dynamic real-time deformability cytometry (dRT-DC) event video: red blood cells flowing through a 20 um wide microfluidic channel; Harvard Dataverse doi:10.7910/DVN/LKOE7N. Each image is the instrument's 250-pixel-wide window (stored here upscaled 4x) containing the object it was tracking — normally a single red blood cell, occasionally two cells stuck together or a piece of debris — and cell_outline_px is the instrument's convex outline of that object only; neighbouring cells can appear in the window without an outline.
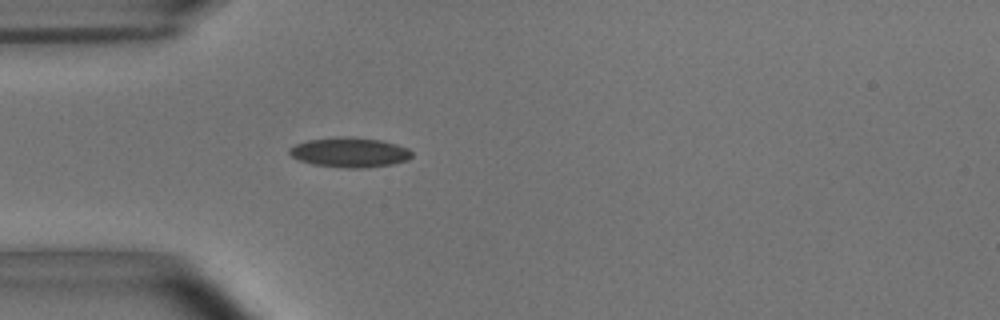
{"species": "common noctule bat (a hibernating species)", "species_latin": "Nyctalus noctula", "temperature_condition": "room temperature", "stored_images_in_passage": 4, "camera_frame_rate_fps": 3000, "um_per_image_px": 0.085, "animal": {"sex": "male", "body_mass_g": 15.6}, "frame": {"image": 1, "passage_image": 1, "time_ms": 0.0, "image_size_px": [1000, 320], "cell_outline_px": [[412, 156], [408, 160], [392, 164], [364, 168], [344, 168], [312, 164], [300, 160], [292, 156], [288, 152], [288, 148], [296, 144], [308, 140], [340, 136], [344, 136], [380, 140], [396, 144], [408, 148], [412, 152]], "centroid_in_image_um": [29.72, 12.95], "position_along_channel_um": 55.3, "area_um2": 21.27}}